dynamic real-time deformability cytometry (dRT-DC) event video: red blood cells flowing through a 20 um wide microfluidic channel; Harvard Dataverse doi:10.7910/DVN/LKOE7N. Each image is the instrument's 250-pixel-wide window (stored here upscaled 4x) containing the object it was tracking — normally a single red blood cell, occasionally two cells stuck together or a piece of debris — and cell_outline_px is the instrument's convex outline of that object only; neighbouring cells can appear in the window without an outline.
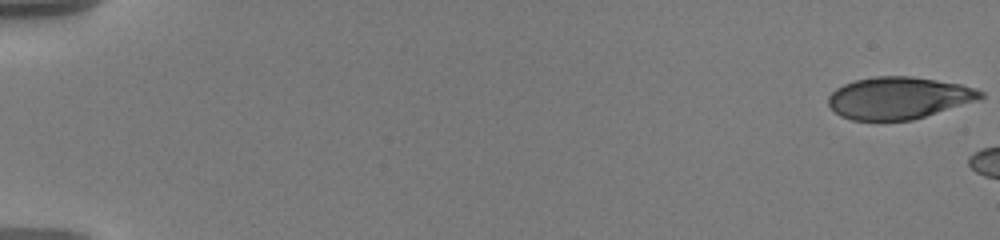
{"species": "human", "species_latin": "Homo sapiens", "temperature_condition": "warm", "stored_images_in_passage": 11, "camera_frame_rate_fps": 3000, "um_per_image_px": 0.085, "donor": {"sex": "male"}, "frame": {"image": 1, "passage_image": 1, "time_ms": 0.0, "image_size_px": [1000, 240], "cell_outline_px": [[984, 96], [980, 100], [912, 120], [852, 120], [840, 116], [828, 104], [828, 96], [836, 88], [844, 84], [856, 80], [876, 76], [912, 76], [960, 84], [976, 88], [984, 92]], "centroid_in_image_um": [76.41, 8.32], "position_along_channel_um": 8.6, "area_um2": 37.34}}